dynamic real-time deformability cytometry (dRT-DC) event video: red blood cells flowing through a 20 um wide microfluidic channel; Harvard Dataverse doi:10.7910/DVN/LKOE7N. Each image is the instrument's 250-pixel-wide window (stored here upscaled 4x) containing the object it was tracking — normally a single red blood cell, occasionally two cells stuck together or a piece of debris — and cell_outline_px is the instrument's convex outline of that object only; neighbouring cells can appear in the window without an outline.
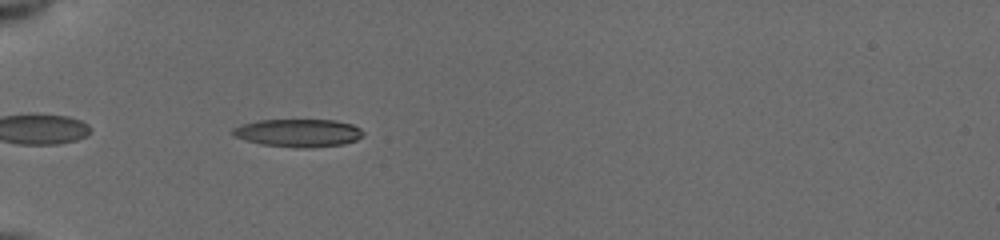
{"species": "common noctule bat (a hibernating species)", "species_latin": "Nyctalus noctula", "temperature_condition": "cold", "stored_images_in_passage": 38, "camera_frame_rate_fps": 3000, "um_per_image_px": 0.085, "animal": {"sex": "female", "body_mass_g": 19.5, "forearm_length_mm": 54.1}, "frame": {"image": 1, "passage_image": 3, "time_ms": 0.667, "image_size_px": [1000, 240], "cell_outline_px": [[364, 132], [356, 140], [344, 144], [308, 148], [296, 148], [260, 144], [232, 136], [232, 128], [240, 124], [256, 120], [336, 120], [352, 124], [360, 128]], "centroid_in_image_um": [25.32, 11.3], "position_along_channel_um": 59.7, "area_um2": 21.39}}
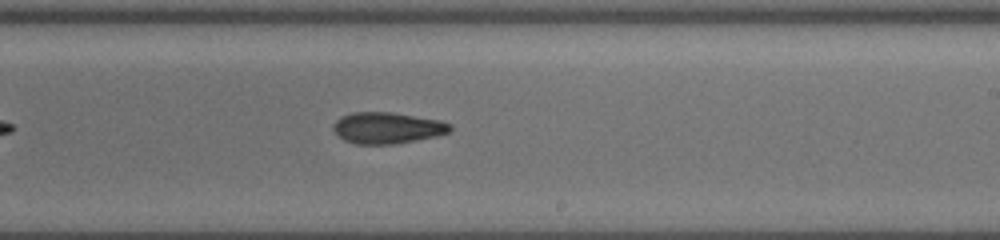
{"frame": {"image": 2, "passage_image": 19, "time_ms": 6.0, "image_size_px": [1000, 240], "cell_outline_px": [[452, 128], [448, 132], [436, 136], [396, 144], [356, 144], [344, 140], [332, 128], [332, 124], [340, 116], [352, 112], [392, 112], [440, 120], [452, 124]], "centroid_in_image_um": [32.91, 10.86], "position_along_channel_um": 256.1, "area_um2": 21.39}}
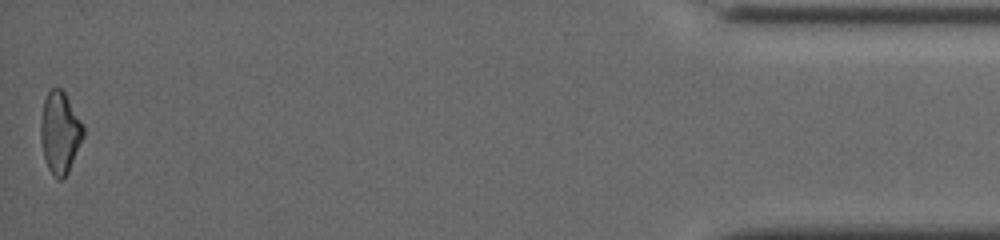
{"frame": {"image": 3, "passage_image": 38, "time_ms": 12.333, "image_size_px": [1000, 240], "cell_outline_px": [[84, 136], [68, 172], [64, 180], [56, 180], [52, 176], [48, 168], [44, 156], [40, 136], [40, 120], [44, 100], [48, 92], [52, 88], [60, 88], [64, 92], [80, 120], [84, 128]], "centroid_in_image_um": [5.08, 11.31], "position_along_channel_um": 430.1, "area_um2": 20.23}, "authors_computed_cell_mechanics": {"area_um2": 20.8658, "velocity_mm_per_s": 3.9505, "shape_relaxation_time_tau1_ms": 4.8882, "shape_relaxation_time_tau2_ms": null, "deformation_change_tau1": 0.1364, "deformation_change_tau2": null}}